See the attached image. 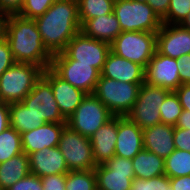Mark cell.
I'll return each instance as SVG.
<instances>
[{
    "label": "cell",
    "instance_id": "6da1fadb",
    "mask_svg": "<svg viewBox=\"0 0 190 190\" xmlns=\"http://www.w3.org/2000/svg\"><path fill=\"white\" fill-rule=\"evenodd\" d=\"M34 21L44 46L52 55L62 52L81 31L77 0H56Z\"/></svg>",
    "mask_w": 190,
    "mask_h": 190
},
{
    "label": "cell",
    "instance_id": "7a4b0ae2",
    "mask_svg": "<svg viewBox=\"0 0 190 190\" xmlns=\"http://www.w3.org/2000/svg\"><path fill=\"white\" fill-rule=\"evenodd\" d=\"M5 39L15 62L32 63L43 70L50 67L53 55L44 46L34 19L10 14Z\"/></svg>",
    "mask_w": 190,
    "mask_h": 190
},
{
    "label": "cell",
    "instance_id": "3957f363",
    "mask_svg": "<svg viewBox=\"0 0 190 190\" xmlns=\"http://www.w3.org/2000/svg\"><path fill=\"white\" fill-rule=\"evenodd\" d=\"M42 73L43 69L35 64L15 62L0 75V101L21 102Z\"/></svg>",
    "mask_w": 190,
    "mask_h": 190
},
{
    "label": "cell",
    "instance_id": "277c9868",
    "mask_svg": "<svg viewBox=\"0 0 190 190\" xmlns=\"http://www.w3.org/2000/svg\"><path fill=\"white\" fill-rule=\"evenodd\" d=\"M142 84L121 82L101 75L93 94L114 116H126L135 104Z\"/></svg>",
    "mask_w": 190,
    "mask_h": 190
},
{
    "label": "cell",
    "instance_id": "5b68a950",
    "mask_svg": "<svg viewBox=\"0 0 190 190\" xmlns=\"http://www.w3.org/2000/svg\"><path fill=\"white\" fill-rule=\"evenodd\" d=\"M113 13L122 31L158 32L162 20L143 0H115Z\"/></svg>",
    "mask_w": 190,
    "mask_h": 190
},
{
    "label": "cell",
    "instance_id": "8992f818",
    "mask_svg": "<svg viewBox=\"0 0 190 190\" xmlns=\"http://www.w3.org/2000/svg\"><path fill=\"white\" fill-rule=\"evenodd\" d=\"M156 44L157 32L122 31L110 43V50L146 68L156 51Z\"/></svg>",
    "mask_w": 190,
    "mask_h": 190
},
{
    "label": "cell",
    "instance_id": "52a82bcc",
    "mask_svg": "<svg viewBox=\"0 0 190 190\" xmlns=\"http://www.w3.org/2000/svg\"><path fill=\"white\" fill-rule=\"evenodd\" d=\"M170 90L144 82L138 92L137 100L126 115L142 130L161 123L160 105Z\"/></svg>",
    "mask_w": 190,
    "mask_h": 190
},
{
    "label": "cell",
    "instance_id": "ba28073f",
    "mask_svg": "<svg viewBox=\"0 0 190 190\" xmlns=\"http://www.w3.org/2000/svg\"><path fill=\"white\" fill-rule=\"evenodd\" d=\"M113 116L94 94H86L80 105L67 118L66 124L82 136L90 138Z\"/></svg>",
    "mask_w": 190,
    "mask_h": 190
},
{
    "label": "cell",
    "instance_id": "9c48e42d",
    "mask_svg": "<svg viewBox=\"0 0 190 190\" xmlns=\"http://www.w3.org/2000/svg\"><path fill=\"white\" fill-rule=\"evenodd\" d=\"M58 148L64 156L69 171L92 170L96 167L89 138L67 125L60 136Z\"/></svg>",
    "mask_w": 190,
    "mask_h": 190
},
{
    "label": "cell",
    "instance_id": "30bf717a",
    "mask_svg": "<svg viewBox=\"0 0 190 190\" xmlns=\"http://www.w3.org/2000/svg\"><path fill=\"white\" fill-rule=\"evenodd\" d=\"M110 51L109 43L87 37L80 31L59 54L64 59L75 60V64H93L94 68L102 72Z\"/></svg>",
    "mask_w": 190,
    "mask_h": 190
},
{
    "label": "cell",
    "instance_id": "8fae6325",
    "mask_svg": "<svg viewBox=\"0 0 190 190\" xmlns=\"http://www.w3.org/2000/svg\"><path fill=\"white\" fill-rule=\"evenodd\" d=\"M50 68L66 82L86 94H93L101 72L93 64H75L73 59H64L53 54Z\"/></svg>",
    "mask_w": 190,
    "mask_h": 190
},
{
    "label": "cell",
    "instance_id": "7c38bea8",
    "mask_svg": "<svg viewBox=\"0 0 190 190\" xmlns=\"http://www.w3.org/2000/svg\"><path fill=\"white\" fill-rule=\"evenodd\" d=\"M21 102L46 123H66L67 119L60 112L51 84L43 75Z\"/></svg>",
    "mask_w": 190,
    "mask_h": 190
},
{
    "label": "cell",
    "instance_id": "4fadbf2b",
    "mask_svg": "<svg viewBox=\"0 0 190 190\" xmlns=\"http://www.w3.org/2000/svg\"><path fill=\"white\" fill-rule=\"evenodd\" d=\"M100 190H130L135 178L132 159L114 155L105 164L94 168Z\"/></svg>",
    "mask_w": 190,
    "mask_h": 190
},
{
    "label": "cell",
    "instance_id": "5bb4252c",
    "mask_svg": "<svg viewBox=\"0 0 190 190\" xmlns=\"http://www.w3.org/2000/svg\"><path fill=\"white\" fill-rule=\"evenodd\" d=\"M145 82L175 91L180 86L177 59L164 56L156 50L145 68Z\"/></svg>",
    "mask_w": 190,
    "mask_h": 190
},
{
    "label": "cell",
    "instance_id": "9a60e30c",
    "mask_svg": "<svg viewBox=\"0 0 190 190\" xmlns=\"http://www.w3.org/2000/svg\"><path fill=\"white\" fill-rule=\"evenodd\" d=\"M156 50L174 59L190 54V31L181 24H162L157 32Z\"/></svg>",
    "mask_w": 190,
    "mask_h": 190
},
{
    "label": "cell",
    "instance_id": "2e32d148",
    "mask_svg": "<svg viewBox=\"0 0 190 190\" xmlns=\"http://www.w3.org/2000/svg\"><path fill=\"white\" fill-rule=\"evenodd\" d=\"M42 75L50 82L60 112L67 119L80 105L86 93L59 77L50 67L43 70Z\"/></svg>",
    "mask_w": 190,
    "mask_h": 190
},
{
    "label": "cell",
    "instance_id": "e0dca14e",
    "mask_svg": "<svg viewBox=\"0 0 190 190\" xmlns=\"http://www.w3.org/2000/svg\"><path fill=\"white\" fill-rule=\"evenodd\" d=\"M143 148V130L127 116H118L114 155L133 159Z\"/></svg>",
    "mask_w": 190,
    "mask_h": 190
},
{
    "label": "cell",
    "instance_id": "ac0fdd59",
    "mask_svg": "<svg viewBox=\"0 0 190 190\" xmlns=\"http://www.w3.org/2000/svg\"><path fill=\"white\" fill-rule=\"evenodd\" d=\"M66 123H45L36 129L21 134L23 153L28 156L42 150L58 146Z\"/></svg>",
    "mask_w": 190,
    "mask_h": 190
},
{
    "label": "cell",
    "instance_id": "d6986e66",
    "mask_svg": "<svg viewBox=\"0 0 190 190\" xmlns=\"http://www.w3.org/2000/svg\"><path fill=\"white\" fill-rule=\"evenodd\" d=\"M103 77L127 83H144L145 68L109 52L101 72Z\"/></svg>",
    "mask_w": 190,
    "mask_h": 190
},
{
    "label": "cell",
    "instance_id": "ffe728a7",
    "mask_svg": "<svg viewBox=\"0 0 190 190\" xmlns=\"http://www.w3.org/2000/svg\"><path fill=\"white\" fill-rule=\"evenodd\" d=\"M118 116H113L89 138L97 165L105 164L115 154Z\"/></svg>",
    "mask_w": 190,
    "mask_h": 190
},
{
    "label": "cell",
    "instance_id": "44dd1931",
    "mask_svg": "<svg viewBox=\"0 0 190 190\" xmlns=\"http://www.w3.org/2000/svg\"><path fill=\"white\" fill-rule=\"evenodd\" d=\"M30 172L40 178L53 174H67L69 169L58 146L43 148L29 155Z\"/></svg>",
    "mask_w": 190,
    "mask_h": 190
},
{
    "label": "cell",
    "instance_id": "7402d4cb",
    "mask_svg": "<svg viewBox=\"0 0 190 190\" xmlns=\"http://www.w3.org/2000/svg\"><path fill=\"white\" fill-rule=\"evenodd\" d=\"M174 126L156 124L143 130V147L164 160L176 149L174 144Z\"/></svg>",
    "mask_w": 190,
    "mask_h": 190
},
{
    "label": "cell",
    "instance_id": "603a6c76",
    "mask_svg": "<svg viewBox=\"0 0 190 190\" xmlns=\"http://www.w3.org/2000/svg\"><path fill=\"white\" fill-rule=\"evenodd\" d=\"M81 32L87 37L111 43L121 32L118 18L114 13L86 20Z\"/></svg>",
    "mask_w": 190,
    "mask_h": 190
},
{
    "label": "cell",
    "instance_id": "cb8c5ba5",
    "mask_svg": "<svg viewBox=\"0 0 190 190\" xmlns=\"http://www.w3.org/2000/svg\"><path fill=\"white\" fill-rule=\"evenodd\" d=\"M30 173L29 156L26 153L0 163V190H7Z\"/></svg>",
    "mask_w": 190,
    "mask_h": 190
},
{
    "label": "cell",
    "instance_id": "d4e9b609",
    "mask_svg": "<svg viewBox=\"0 0 190 190\" xmlns=\"http://www.w3.org/2000/svg\"><path fill=\"white\" fill-rule=\"evenodd\" d=\"M132 162L135 178L150 179L165 174L164 159L144 148Z\"/></svg>",
    "mask_w": 190,
    "mask_h": 190
},
{
    "label": "cell",
    "instance_id": "484cf974",
    "mask_svg": "<svg viewBox=\"0 0 190 190\" xmlns=\"http://www.w3.org/2000/svg\"><path fill=\"white\" fill-rule=\"evenodd\" d=\"M10 127L22 134L42 126L46 122L34 115L22 102L9 103Z\"/></svg>",
    "mask_w": 190,
    "mask_h": 190
},
{
    "label": "cell",
    "instance_id": "4316f807",
    "mask_svg": "<svg viewBox=\"0 0 190 190\" xmlns=\"http://www.w3.org/2000/svg\"><path fill=\"white\" fill-rule=\"evenodd\" d=\"M164 171L169 178L190 175V152L175 149L164 160Z\"/></svg>",
    "mask_w": 190,
    "mask_h": 190
},
{
    "label": "cell",
    "instance_id": "83f0119b",
    "mask_svg": "<svg viewBox=\"0 0 190 190\" xmlns=\"http://www.w3.org/2000/svg\"><path fill=\"white\" fill-rule=\"evenodd\" d=\"M115 0H77L81 25L88 19L113 13Z\"/></svg>",
    "mask_w": 190,
    "mask_h": 190
},
{
    "label": "cell",
    "instance_id": "f1b7e54d",
    "mask_svg": "<svg viewBox=\"0 0 190 190\" xmlns=\"http://www.w3.org/2000/svg\"><path fill=\"white\" fill-rule=\"evenodd\" d=\"M23 153L21 134L8 127L0 133V163Z\"/></svg>",
    "mask_w": 190,
    "mask_h": 190
},
{
    "label": "cell",
    "instance_id": "f546056e",
    "mask_svg": "<svg viewBox=\"0 0 190 190\" xmlns=\"http://www.w3.org/2000/svg\"><path fill=\"white\" fill-rule=\"evenodd\" d=\"M96 187L94 169L69 171L66 174L65 190H95Z\"/></svg>",
    "mask_w": 190,
    "mask_h": 190
},
{
    "label": "cell",
    "instance_id": "4dcf8cb0",
    "mask_svg": "<svg viewBox=\"0 0 190 190\" xmlns=\"http://www.w3.org/2000/svg\"><path fill=\"white\" fill-rule=\"evenodd\" d=\"M161 123L175 126L182 113V105L175 91H170L160 105Z\"/></svg>",
    "mask_w": 190,
    "mask_h": 190
},
{
    "label": "cell",
    "instance_id": "1f68e13d",
    "mask_svg": "<svg viewBox=\"0 0 190 190\" xmlns=\"http://www.w3.org/2000/svg\"><path fill=\"white\" fill-rule=\"evenodd\" d=\"M190 11V0H170L167 15L162 24H181Z\"/></svg>",
    "mask_w": 190,
    "mask_h": 190
},
{
    "label": "cell",
    "instance_id": "d6a6232c",
    "mask_svg": "<svg viewBox=\"0 0 190 190\" xmlns=\"http://www.w3.org/2000/svg\"><path fill=\"white\" fill-rule=\"evenodd\" d=\"M130 190H173L168 176L161 175L150 179L134 178Z\"/></svg>",
    "mask_w": 190,
    "mask_h": 190
},
{
    "label": "cell",
    "instance_id": "836d02e7",
    "mask_svg": "<svg viewBox=\"0 0 190 190\" xmlns=\"http://www.w3.org/2000/svg\"><path fill=\"white\" fill-rule=\"evenodd\" d=\"M56 0H25L17 13L27 19H35L43 15Z\"/></svg>",
    "mask_w": 190,
    "mask_h": 190
},
{
    "label": "cell",
    "instance_id": "e575fe53",
    "mask_svg": "<svg viewBox=\"0 0 190 190\" xmlns=\"http://www.w3.org/2000/svg\"><path fill=\"white\" fill-rule=\"evenodd\" d=\"M7 190H43V186L41 178L30 173L21 180H18Z\"/></svg>",
    "mask_w": 190,
    "mask_h": 190
},
{
    "label": "cell",
    "instance_id": "d590c367",
    "mask_svg": "<svg viewBox=\"0 0 190 190\" xmlns=\"http://www.w3.org/2000/svg\"><path fill=\"white\" fill-rule=\"evenodd\" d=\"M43 190H65L66 174L41 177Z\"/></svg>",
    "mask_w": 190,
    "mask_h": 190
},
{
    "label": "cell",
    "instance_id": "8d00e7d4",
    "mask_svg": "<svg viewBox=\"0 0 190 190\" xmlns=\"http://www.w3.org/2000/svg\"><path fill=\"white\" fill-rule=\"evenodd\" d=\"M175 148L190 152V129H183L174 126Z\"/></svg>",
    "mask_w": 190,
    "mask_h": 190
},
{
    "label": "cell",
    "instance_id": "74e56055",
    "mask_svg": "<svg viewBox=\"0 0 190 190\" xmlns=\"http://www.w3.org/2000/svg\"><path fill=\"white\" fill-rule=\"evenodd\" d=\"M15 63L6 39L0 42V75Z\"/></svg>",
    "mask_w": 190,
    "mask_h": 190
},
{
    "label": "cell",
    "instance_id": "f35d334b",
    "mask_svg": "<svg viewBox=\"0 0 190 190\" xmlns=\"http://www.w3.org/2000/svg\"><path fill=\"white\" fill-rule=\"evenodd\" d=\"M177 67L181 84H190V54H184L177 59Z\"/></svg>",
    "mask_w": 190,
    "mask_h": 190
},
{
    "label": "cell",
    "instance_id": "ab89813d",
    "mask_svg": "<svg viewBox=\"0 0 190 190\" xmlns=\"http://www.w3.org/2000/svg\"><path fill=\"white\" fill-rule=\"evenodd\" d=\"M149 4L153 11L162 20L168 12L170 0H143Z\"/></svg>",
    "mask_w": 190,
    "mask_h": 190
},
{
    "label": "cell",
    "instance_id": "60d3db41",
    "mask_svg": "<svg viewBox=\"0 0 190 190\" xmlns=\"http://www.w3.org/2000/svg\"><path fill=\"white\" fill-rule=\"evenodd\" d=\"M176 95L182 108L190 111V84H181L176 90Z\"/></svg>",
    "mask_w": 190,
    "mask_h": 190
},
{
    "label": "cell",
    "instance_id": "b9f144b4",
    "mask_svg": "<svg viewBox=\"0 0 190 190\" xmlns=\"http://www.w3.org/2000/svg\"><path fill=\"white\" fill-rule=\"evenodd\" d=\"M25 0H0V9L9 14H17Z\"/></svg>",
    "mask_w": 190,
    "mask_h": 190
},
{
    "label": "cell",
    "instance_id": "7bdbcfd3",
    "mask_svg": "<svg viewBox=\"0 0 190 190\" xmlns=\"http://www.w3.org/2000/svg\"><path fill=\"white\" fill-rule=\"evenodd\" d=\"M10 126L9 104L0 101V133Z\"/></svg>",
    "mask_w": 190,
    "mask_h": 190
},
{
    "label": "cell",
    "instance_id": "ee69618b",
    "mask_svg": "<svg viewBox=\"0 0 190 190\" xmlns=\"http://www.w3.org/2000/svg\"><path fill=\"white\" fill-rule=\"evenodd\" d=\"M173 190H190V175L170 178Z\"/></svg>",
    "mask_w": 190,
    "mask_h": 190
},
{
    "label": "cell",
    "instance_id": "f6af8a7d",
    "mask_svg": "<svg viewBox=\"0 0 190 190\" xmlns=\"http://www.w3.org/2000/svg\"><path fill=\"white\" fill-rule=\"evenodd\" d=\"M9 13L0 9V42L6 38L7 21Z\"/></svg>",
    "mask_w": 190,
    "mask_h": 190
},
{
    "label": "cell",
    "instance_id": "bcb514c9",
    "mask_svg": "<svg viewBox=\"0 0 190 190\" xmlns=\"http://www.w3.org/2000/svg\"><path fill=\"white\" fill-rule=\"evenodd\" d=\"M175 126L178 128L190 129V111L183 109Z\"/></svg>",
    "mask_w": 190,
    "mask_h": 190
},
{
    "label": "cell",
    "instance_id": "7dc6e473",
    "mask_svg": "<svg viewBox=\"0 0 190 190\" xmlns=\"http://www.w3.org/2000/svg\"><path fill=\"white\" fill-rule=\"evenodd\" d=\"M181 25L185 28H187L190 31V11L188 13V16L183 20Z\"/></svg>",
    "mask_w": 190,
    "mask_h": 190
}]
</instances>
